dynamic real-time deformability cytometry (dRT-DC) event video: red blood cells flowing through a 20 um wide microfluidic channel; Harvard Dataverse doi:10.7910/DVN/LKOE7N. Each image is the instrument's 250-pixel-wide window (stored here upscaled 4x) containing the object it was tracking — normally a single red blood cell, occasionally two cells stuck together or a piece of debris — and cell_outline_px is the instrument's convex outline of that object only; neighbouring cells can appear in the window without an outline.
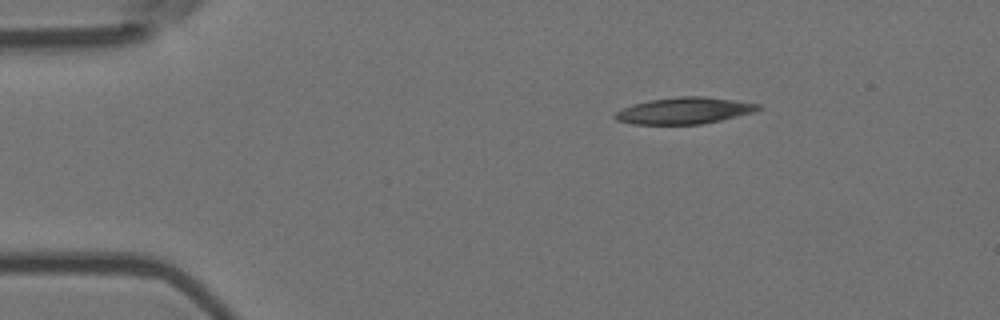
{"species": "Egyptian fruit bat (a non-hibernating species)", "species_latin": "Rousettus aegyptiacus", "temperature_condition": "room temperature", "stored_images_in_passage": 3, "camera_frame_rate_fps": 3000, "um_per_image_px": 0.085, "animal": {"sex": "female"}, "frame": {"image": 1, "passage_image": 1, "time_ms": 0.0, "image_size_px": [1000, 320], "cell_outline_px": [[764, 108], [752, 112], [720, 120], [700, 124], [632, 124], [616, 120], [612, 116], [616, 112], [632, 104], [648, 100], [680, 96], [704, 96], [736, 100], [764, 104]], "centroid_in_image_um": [58.19, 9.39], "position_along_channel_um": 26.8, "area_um2": 22.25}}
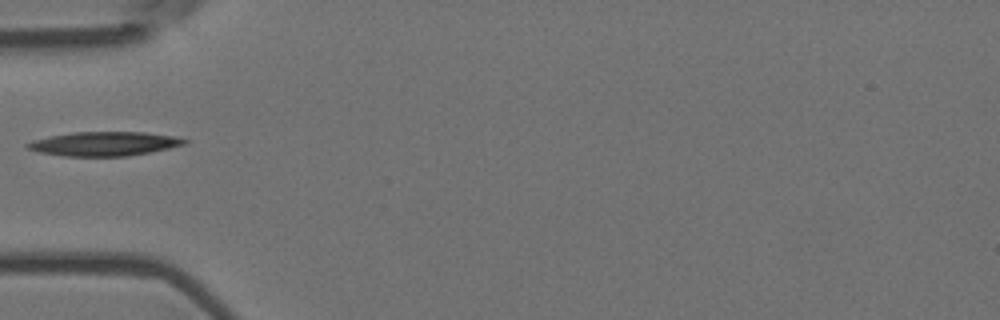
{"frame": {"image": 2, "passage_image": 3, "time_ms": 0.667, "image_size_px": [1000, 320], "cell_outline_px": [[188, 140], [184, 144], [168, 148], [128, 156], [64, 156], [40, 152], [28, 148], [24, 144], [32, 140], [48, 136], [72, 132], [144, 132], [176, 136]], "centroid_in_image_um": [8.83, 12.21], "position_along_channel_um": 76.2, "area_um2": 21.96}}